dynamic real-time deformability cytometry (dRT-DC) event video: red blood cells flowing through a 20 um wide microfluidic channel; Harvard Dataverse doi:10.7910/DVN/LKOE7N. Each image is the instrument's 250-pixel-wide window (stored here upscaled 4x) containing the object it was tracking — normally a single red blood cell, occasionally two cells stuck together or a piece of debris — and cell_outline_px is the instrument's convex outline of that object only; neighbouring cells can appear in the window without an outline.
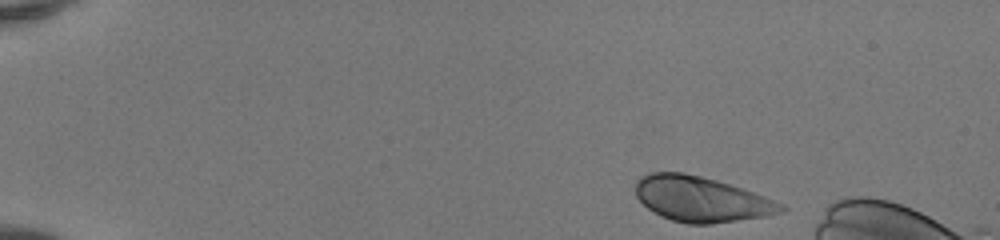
{"species": "human", "species_latin": "Homo sapiens", "temperature_condition": "room temperature", "stored_images_in_passage": 45, "camera_frame_rate_fps": 3000, "um_per_image_px": 0.085, "donor": {"sex": "female"}, "frame": {"image": 1, "passage_image": 1, "time_ms": 0.0, "image_size_px": [1000, 240], "cell_outline_px": [[788, 208], [784, 212], [768, 216], [712, 224], [688, 224], [672, 220], [660, 216], [648, 208], [636, 196], [636, 180], [640, 176], [648, 172], [684, 172], [716, 180], [764, 196], [784, 204]], "centroid_in_image_um": [59.61, 16.93], "position_along_channel_um": 25.4, "area_um2": 38.44}}
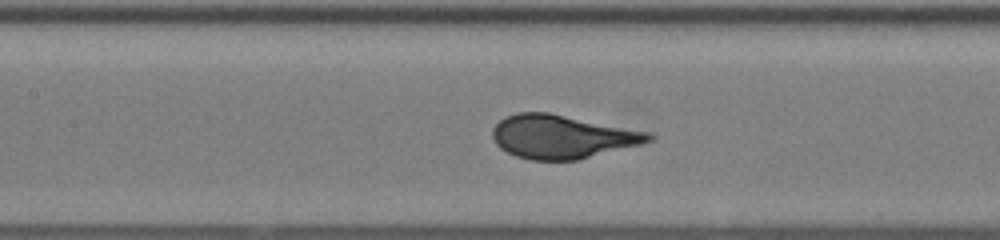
{"frame": {"image": 2, "passage_image": 19, "time_ms": 6.0, "image_size_px": [1000, 240], "cell_outline_px": [[656, 136], [652, 140], [640, 144], [576, 160], [528, 160], [516, 156], [500, 148], [496, 144], [492, 136], [492, 128], [504, 116], [516, 112], [548, 112], [652, 132]], "centroid_in_image_um": [47.77, 11.6], "position_along_channel_um": 159.6, "area_um2": 39.71}}
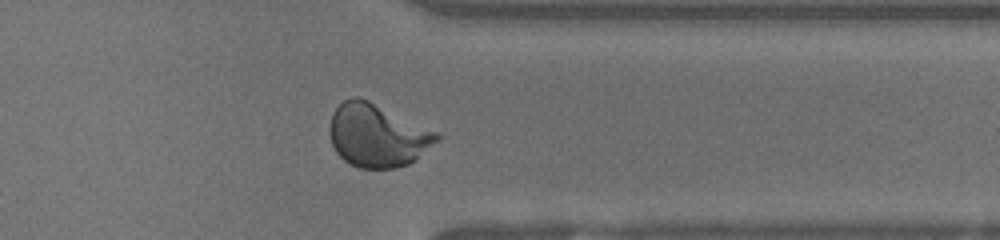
{"frame": {"image": 3, "passage_image": 35, "time_ms": 11.333, "image_size_px": [1000, 240], "cell_outline_px": [[440, 140], [408, 164], [396, 168], [360, 168], [344, 160], [336, 152], [332, 144], [328, 132], [328, 124], [332, 112], [344, 100], [352, 96], [360, 96], [440, 132]], "centroid_in_image_um": [32.07, 11.48], "position_along_channel_um": 379.3, "area_um2": 39.77}}